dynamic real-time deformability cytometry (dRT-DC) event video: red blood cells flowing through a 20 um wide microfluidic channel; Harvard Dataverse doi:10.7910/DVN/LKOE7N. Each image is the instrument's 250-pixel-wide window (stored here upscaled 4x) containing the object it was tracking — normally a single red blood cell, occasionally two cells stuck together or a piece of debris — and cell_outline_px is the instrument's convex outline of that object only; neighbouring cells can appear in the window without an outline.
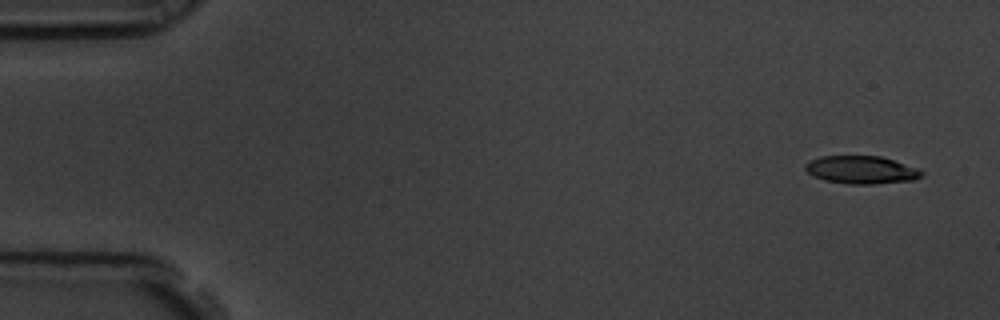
{"species": "common noctule bat (a hibernating species)", "species_latin": "Nyctalus noctula", "temperature_condition": "room temperature", "stored_images_in_passage": 5, "camera_frame_rate_fps": 3000, "um_per_image_px": 0.085, "animal": {"sex": "male", "body_mass_g": 19.5, "forearm_length_mm": 54.6}, "frame": {"image": 1, "passage_image": 1, "time_ms": 0.0, "image_size_px": [1000, 320], "cell_outline_px": [[924, 176], [912, 180], [872, 184], [848, 184], [824, 180], [808, 172], [804, 168], [804, 164], [820, 156], [880, 156], [916, 168], [924, 172]], "centroid_in_image_um": [73.21, 14.44], "position_along_channel_um": 11.8, "area_um2": 18.67}}
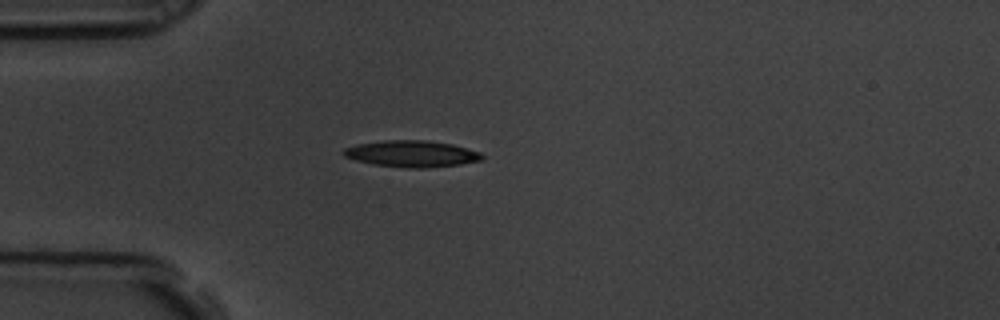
{"frame": {"image": 2, "passage_image": 4, "time_ms": 1.0, "image_size_px": [1000, 320], "cell_outline_px": [[484, 156], [480, 160], [460, 164], [424, 168], [408, 168], [372, 164], [356, 160], [344, 156], [344, 148], [356, 144], [384, 140], [428, 140], [452, 144], [480, 152]], "centroid_in_image_um": [34.98, 13.06], "position_along_channel_um": 50.0, "area_um2": 21.27}}